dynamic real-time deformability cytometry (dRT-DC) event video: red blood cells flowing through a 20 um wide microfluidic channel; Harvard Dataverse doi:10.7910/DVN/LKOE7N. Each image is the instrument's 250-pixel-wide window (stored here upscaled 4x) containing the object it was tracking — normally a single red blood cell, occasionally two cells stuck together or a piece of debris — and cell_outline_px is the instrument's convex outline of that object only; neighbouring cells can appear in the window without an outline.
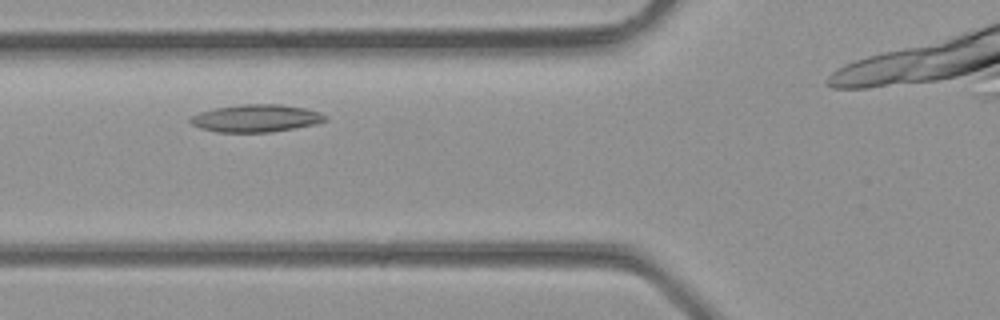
{"species": "common noctule bat (a hibernating species)", "species_latin": "Nyctalus noctula", "temperature_condition": "room temperature", "stored_images_in_passage": 4, "camera_frame_rate_fps": 3000, "um_per_image_px": 0.085, "animal": {"sex": "male", "body_mass_g": 23.1, "forearm_length_mm": 52.7}, "frame": {"image": 1, "passage_image": 2, "time_ms": 0.333, "image_size_px": [1000, 320], "cell_outline_px": [[328, 120], [316, 124], [272, 132], [216, 132], [200, 128], [192, 124], [188, 120], [188, 116], [200, 112], [216, 108], [240, 104], [280, 104], [304, 108], [320, 112], [328, 116]], "centroid_in_image_um": [21.76, 10.05], "position_along_channel_um": 104.0, "area_um2": 21.79}}
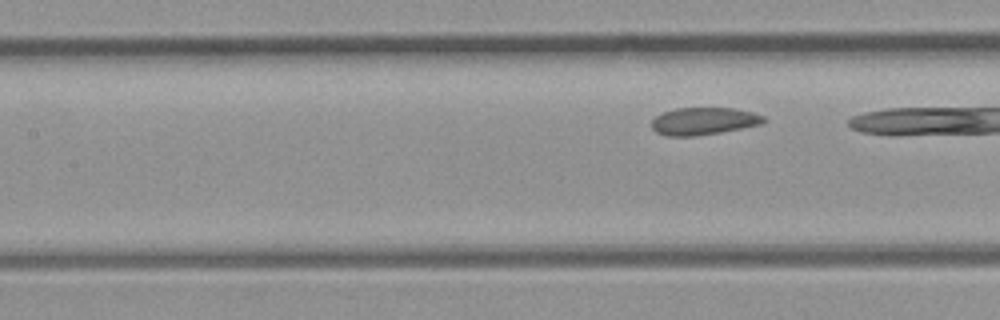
{"frame": {"image": 2, "passage_image": 4, "time_ms": 1.0, "image_size_px": [1000, 320], "cell_outline_px": [[768, 120], [764, 124], [720, 132], [692, 136], [668, 136], [656, 132], [652, 128], [652, 120], [660, 112], [676, 108], [736, 108], [752, 112], [764, 116]], "centroid_in_image_um": [59.83, 10.28], "position_along_channel_um": 147.6, "area_um2": 18.03}}